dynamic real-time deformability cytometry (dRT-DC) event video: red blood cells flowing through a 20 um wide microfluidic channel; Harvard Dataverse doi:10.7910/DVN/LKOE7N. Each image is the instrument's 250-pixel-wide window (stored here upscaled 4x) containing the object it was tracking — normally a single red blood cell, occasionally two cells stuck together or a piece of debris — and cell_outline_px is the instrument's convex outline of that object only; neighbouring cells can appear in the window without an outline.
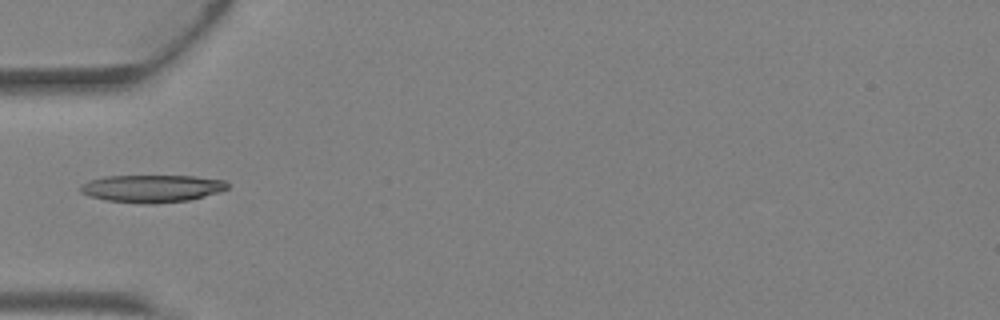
{"species": "Egyptian fruit bat (a non-hibernating species)", "species_latin": "Rousettus aegyptiacus", "temperature_condition": "warm", "stored_images_in_passage": 4, "camera_frame_rate_fps": 3000, "um_per_image_px": 0.085, "animal": {"sex": "female"}, "frame": {"image": 1, "passage_image": 4, "time_ms": 1.0, "image_size_px": [1000, 320], "cell_outline_px": [[228, 188], [220, 192], [188, 200], [156, 204], [144, 204], [108, 200], [92, 196], [80, 192], [80, 184], [104, 176], [196, 176], [224, 180], [228, 184]], "centroid_in_image_um": [12.94, 16.02], "position_along_channel_um": 72.1, "area_um2": 23.47}}